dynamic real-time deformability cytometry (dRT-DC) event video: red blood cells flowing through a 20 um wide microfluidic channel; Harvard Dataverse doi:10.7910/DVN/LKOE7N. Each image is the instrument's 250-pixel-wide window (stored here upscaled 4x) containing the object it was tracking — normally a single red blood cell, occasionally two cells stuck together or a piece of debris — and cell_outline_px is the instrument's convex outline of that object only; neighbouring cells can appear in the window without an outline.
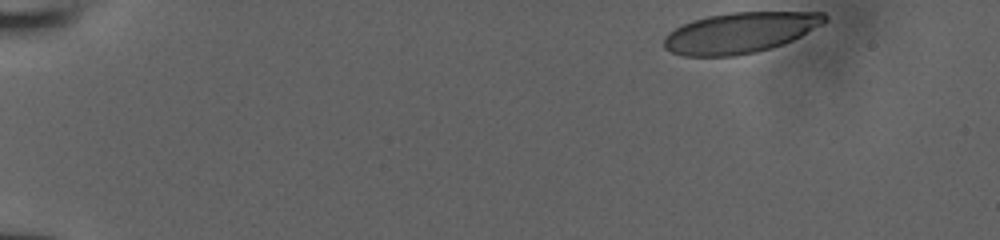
{"species": "human", "species_latin": "Homo sapiens", "temperature_condition": "room temperature", "stored_images_in_passage": 40, "camera_frame_rate_fps": 3000, "um_per_image_px": 0.085, "donor": {"sex": "male"}, "frame": {"image": 1, "passage_image": 1, "time_ms": 0.0, "image_size_px": [1000, 240], "cell_outline_px": [[828, 20], [800, 36], [784, 44], [772, 48], [756, 52], [736, 56], [684, 56], [672, 52], [664, 48], [664, 36], [668, 32], [692, 20], [708, 16], [732, 12], [824, 12], [828, 16]], "centroid_in_image_um": [62.9, 2.78], "position_along_channel_um": 22.1, "area_um2": 38.09}}
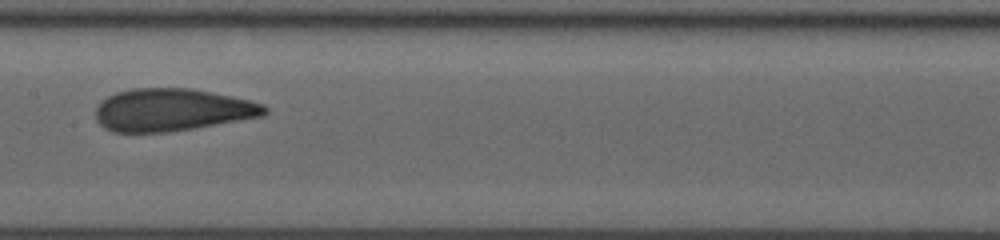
{"frame": {"image": 2, "passage_image": 23, "time_ms": 7.333, "image_size_px": [1000, 240], "cell_outline_px": [[268, 112], [264, 116], [168, 132], [112, 132], [104, 128], [96, 120], [96, 108], [100, 100], [116, 92], [132, 88], [188, 88], [232, 96], [264, 104], [268, 108]], "centroid_in_image_um": [14.6, 9.34], "position_along_channel_um": 192.8, "area_um2": 41.85}}
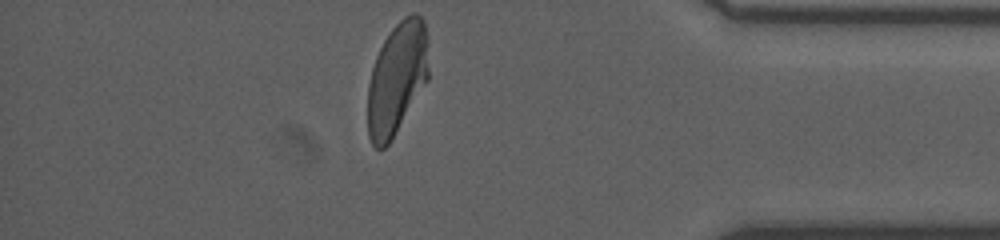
{"frame": {"image": 3, "passage_image": 40, "time_ms": 13.0, "image_size_px": [1000, 240], "cell_outline_px": [[428, 80], [388, 144], [384, 148], [376, 148], [372, 144], [368, 136], [368, 84], [372, 68], [376, 56], [384, 40], [392, 28], [404, 16], [412, 12], [416, 12], [424, 20], [428, 36]], "centroid_in_image_um": [33.75, 6.62], "position_along_channel_um": 401.5, "area_um2": 39.88}}